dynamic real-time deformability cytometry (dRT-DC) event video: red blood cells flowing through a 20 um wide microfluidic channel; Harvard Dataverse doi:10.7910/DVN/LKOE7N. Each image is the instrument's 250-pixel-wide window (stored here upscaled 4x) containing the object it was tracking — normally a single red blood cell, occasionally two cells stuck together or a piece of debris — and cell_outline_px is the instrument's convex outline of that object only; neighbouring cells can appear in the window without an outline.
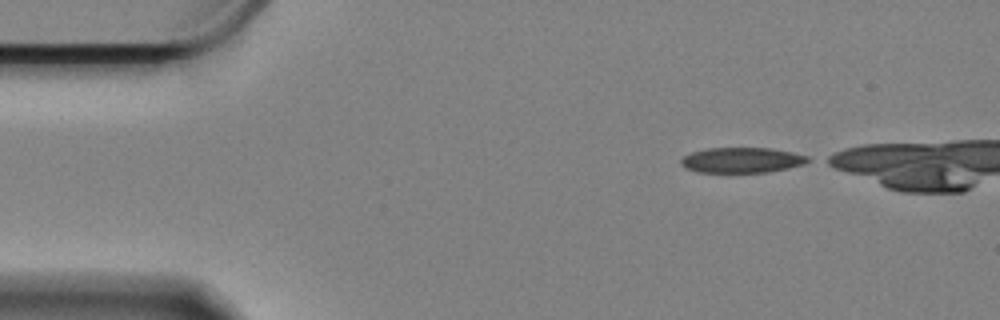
{"species": "Egyptian fruit bat (a non-hibernating species)", "species_latin": "Rousettus aegyptiacus", "temperature_condition": "cold", "stored_images_in_passage": 41, "camera_frame_rate_fps": 3000, "um_per_image_px": 0.085, "animal": {"sex": "female"}, "frame": {"image": 1, "passage_image": 1, "time_ms": 0.0, "image_size_px": [1000, 320], "cell_outline_px": [[812, 160], [804, 164], [788, 168], [768, 172], [696, 172], [684, 168], [680, 164], [680, 160], [684, 156], [692, 152], [708, 148], [772, 148], [792, 152], [808, 156]], "centroid_in_image_um": [63.06, 13.61], "position_along_channel_um": 21.9, "area_um2": 18.84}}
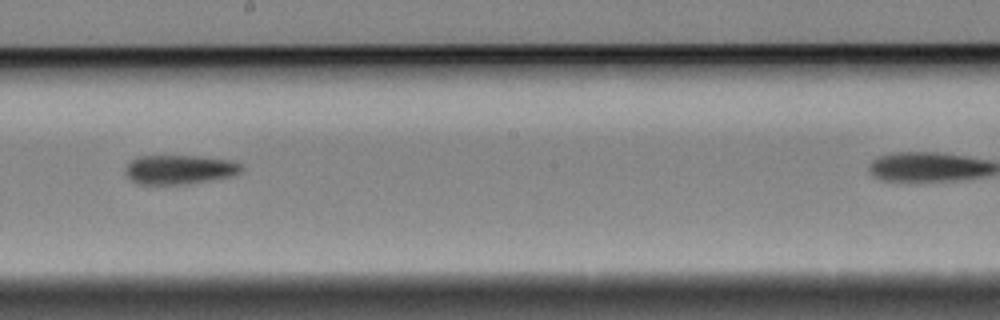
{"frame": {"image": 2, "passage_image": 26, "time_ms": 8.333, "image_size_px": [1000, 320], "cell_outline_px": [[244, 168], [240, 172], [232, 176], [212, 180], [188, 184], [140, 184], [132, 180], [128, 176], [124, 168], [132, 160], [140, 156], [200, 156], [232, 160], [244, 164]], "centroid_in_image_um": [15.33, 14.41], "position_along_channel_um": 232.9, "area_um2": 19.88}}
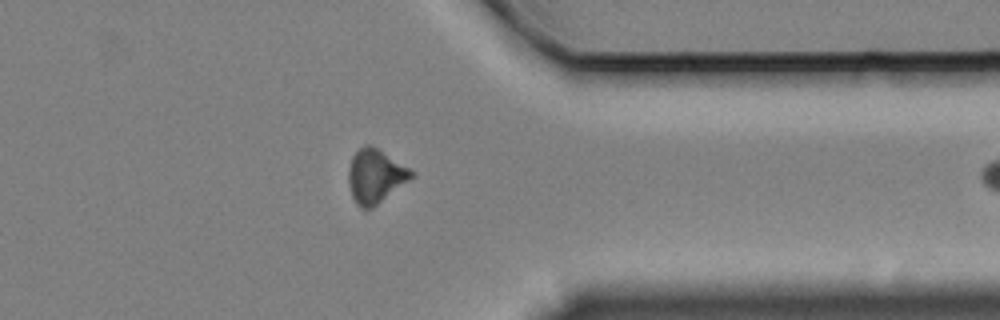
{"frame": {"image": 3, "passage_image": 40, "time_ms": 13.0, "image_size_px": [1000, 320], "cell_outline_px": [[416, 176], [372, 208], [360, 208], [356, 204], [352, 196], [348, 180], [348, 172], [352, 156], [364, 144], [372, 144], [416, 172]], "centroid_in_image_um": [31.93, 14.95], "position_along_channel_um": 379.5, "area_um2": 19.94}}